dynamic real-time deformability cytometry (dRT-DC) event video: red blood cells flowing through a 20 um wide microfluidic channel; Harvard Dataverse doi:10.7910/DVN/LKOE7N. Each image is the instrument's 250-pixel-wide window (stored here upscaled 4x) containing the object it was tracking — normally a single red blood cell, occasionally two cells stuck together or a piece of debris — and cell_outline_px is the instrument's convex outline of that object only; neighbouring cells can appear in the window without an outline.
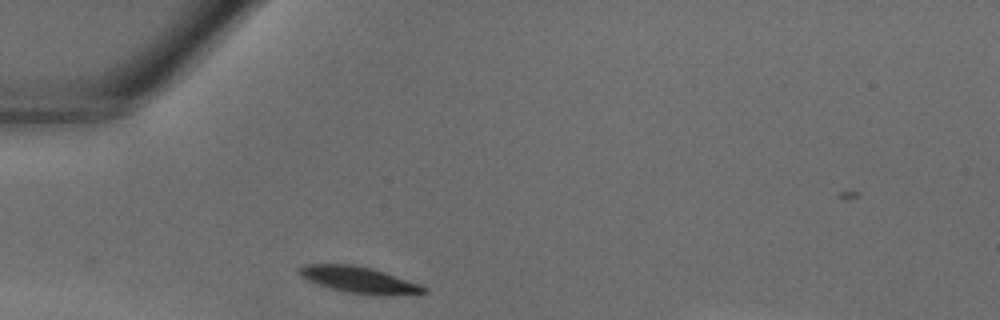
{"species": "common noctule bat (a hibernating species)", "species_latin": "Nyctalus noctula", "temperature_condition": "warm", "stored_images_in_passage": 23, "camera_frame_rate_fps": 3000, "um_per_image_px": 0.085, "animal": {"sex": "male", "body_mass_g": 18.8}, "frame": {"image": 1, "passage_image": 1, "time_ms": 0.0, "image_size_px": [1000, 320], "cell_outline_px": [[428, 292], [392, 296], [376, 296], [344, 292], [308, 280], [300, 276], [296, 272], [296, 268], [304, 264], [352, 264], [384, 272], [420, 284], [428, 288]], "centroid_in_image_um": [30.52, 23.8], "position_along_channel_um": 54.5, "area_um2": 19.31}}
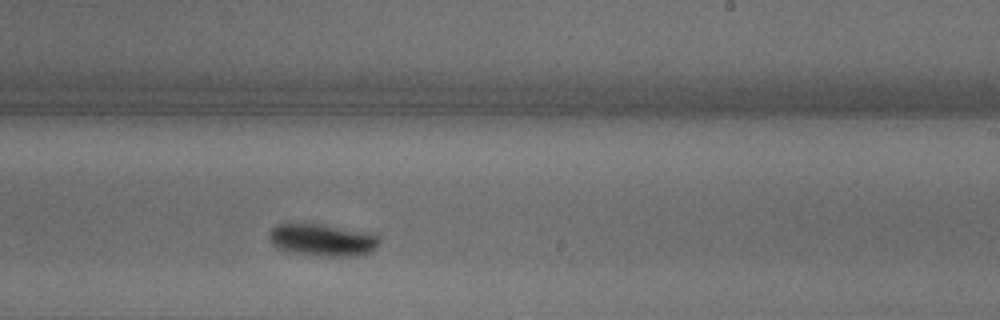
{"frame": {"image": 2, "passage_image": 14, "time_ms": 4.333, "image_size_px": [1000, 320], "cell_outline_px": [[380, 240], [376, 248], [372, 252], [356, 256], [324, 256], [292, 252], [276, 248], [272, 244], [268, 236], [272, 228], [276, 224], [316, 224], [376, 232], [380, 236]], "centroid_in_image_um": [27.48, 20.39], "position_along_channel_um": 261.5, "area_um2": 20.92}}
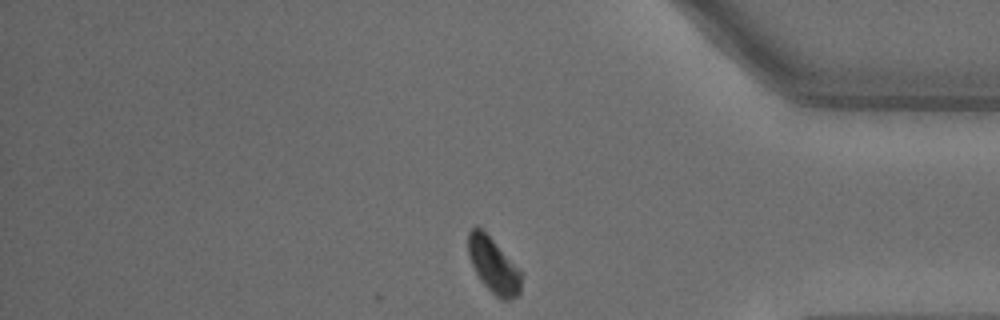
{"frame": {"image": 3, "passage_image": 23, "time_ms": 7.333, "image_size_px": [1000, 320], "cell_outline_px": [[520, 292], [512, 300], [504, 300], [496, 296], [480, 280], [468, 256], [468, 232], [476, 224], [492, 240], [520, 272]], "centroid_in_image_um": [41.9, 22.57], "position_along_channel_um": 393.3, "area_um2": 16.42}}